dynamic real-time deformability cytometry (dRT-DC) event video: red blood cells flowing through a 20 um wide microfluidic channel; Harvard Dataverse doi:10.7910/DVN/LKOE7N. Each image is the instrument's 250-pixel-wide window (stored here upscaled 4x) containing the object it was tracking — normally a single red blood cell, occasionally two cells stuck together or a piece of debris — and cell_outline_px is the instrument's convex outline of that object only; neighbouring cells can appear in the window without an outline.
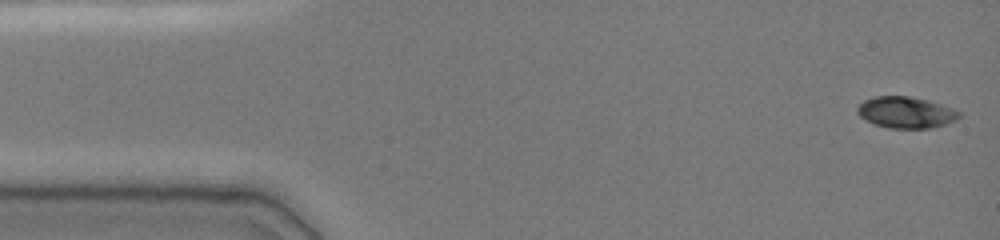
{"species": "common noctule bat (a hibernating species)", "species_latin": "Nyctalus noctula", "temperature_condition": "cold", "stored_images_in_passage": 11, "camera_frame_rate_fps": 3000, "um_per_image_px": 0.085, "animal": {"sex": "female", "body_mass_g": 19.0, "forearm_length_mm": 51.5}, "frame": {"image": 1, "passage_image": 1, "time_ms": 0.0, "image_size_px": [1000, 240], "cell_outline_px": [[960, 116], [956, 120], [932, 128], [888, 128], [864, 120], [856, 112], [856, 108], [864, 100], [876, 96], [908, 96], [928, 100], [952, 108], [960, 112]], "centroid_in_image_um": [76.98, 9.55], "position_along_channel_um": 8.0, "area_um2": 18.55}}